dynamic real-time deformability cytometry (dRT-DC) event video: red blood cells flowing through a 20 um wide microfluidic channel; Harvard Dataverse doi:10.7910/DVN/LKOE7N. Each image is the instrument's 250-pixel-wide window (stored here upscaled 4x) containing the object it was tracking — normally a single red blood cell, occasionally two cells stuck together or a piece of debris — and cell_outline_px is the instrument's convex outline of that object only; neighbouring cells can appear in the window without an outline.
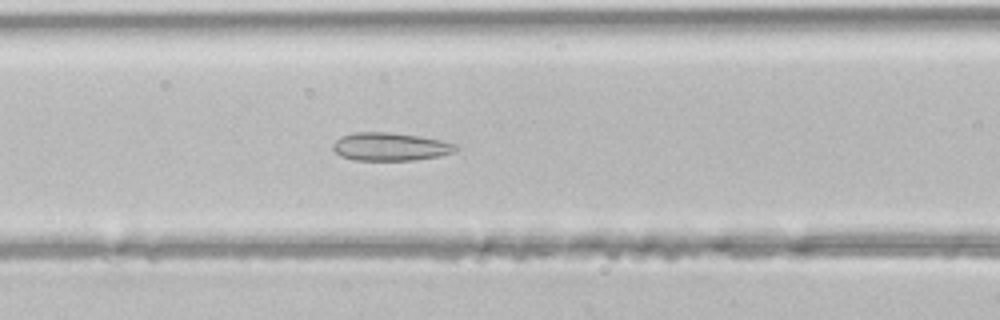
{"species": "common noctule bat (a hibernating species)", "species_latin": "Nyctalus noctula", "temperature_condition": "room temperature", "stored_images_in_passage": 39, "camera_frame_rate_fps": 3000, "um_per_image_px": 0.085, "animal": {"sex": "male", "body_mass_g": 21.5, "forearm_length_mm": 52.0}, "frame": {"image": 1, "passage_image": 12, "time_ms": 3.667, "image_size_px": [1000, 320], "cell_outline_px": [[456, 148], [452, 152], [440, 156], [412, 160], [356, 160], [340, 156], [332, 148], [332, 144], [340, 136], [352, 132], [388, 132], [420, 136], [440, 140], [456, 144]], "centroid_in_image_um": [33.12, 12.46], "position_along_channel_um": 133.5, "area_um2": 20.06}}
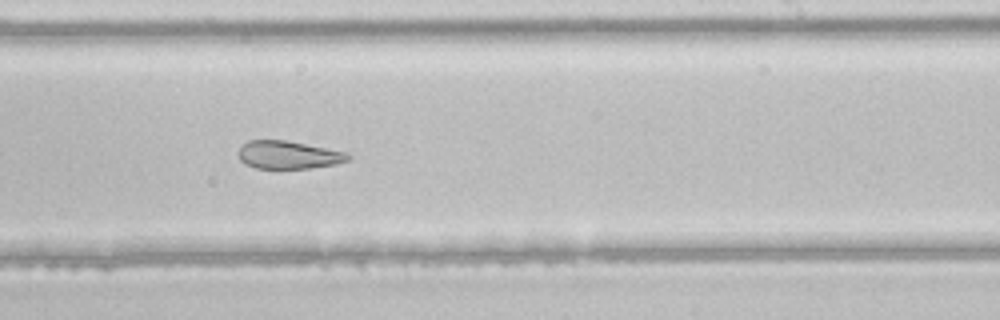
{"frame": {"image": 2, "passage_image": 21, "time_ms": 6.667, "image_size_px": [1000, 320], "cell_outline_px": [[352, 156], [348, 160], [336, 164], [308, 168], [256, 168], [244, 164], [240, 160], [240, 148], [248, 140], [288, 140], [344, 152]], "centroid_in_image_um": [24.51, 13.16], "position_along_channel_um": 264.5, "area_um2": 17.63}}
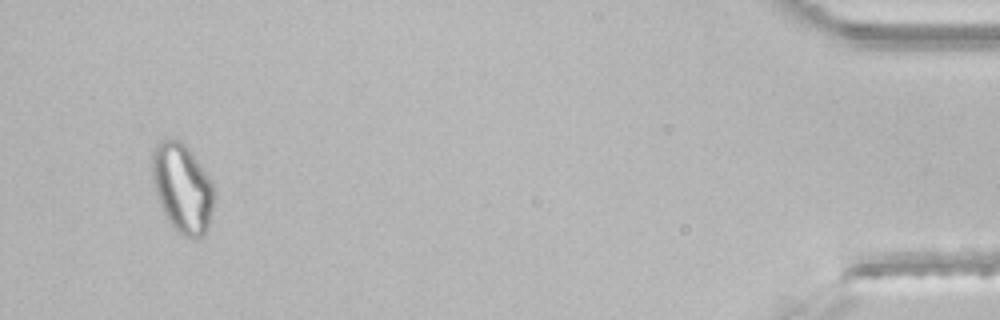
{"frame": {"image": 3, "passage_image": 37, "time_ms": 12.0, "image_size_px": [1000, 320], "cell_outline_px": [[216, 196], [208, 228], [204, 236], [196, 240], [192, 240], [176, 232], [168, 220], [156, 196], [152, 180], [152, 152], [156, 144], [160, 140], [180, 140], [192, 152], [212, 180]], "centroid_in_image_um": [15.53, 16.02], "position_along_channel_um": 419.7, "area_um2": 32.77}}